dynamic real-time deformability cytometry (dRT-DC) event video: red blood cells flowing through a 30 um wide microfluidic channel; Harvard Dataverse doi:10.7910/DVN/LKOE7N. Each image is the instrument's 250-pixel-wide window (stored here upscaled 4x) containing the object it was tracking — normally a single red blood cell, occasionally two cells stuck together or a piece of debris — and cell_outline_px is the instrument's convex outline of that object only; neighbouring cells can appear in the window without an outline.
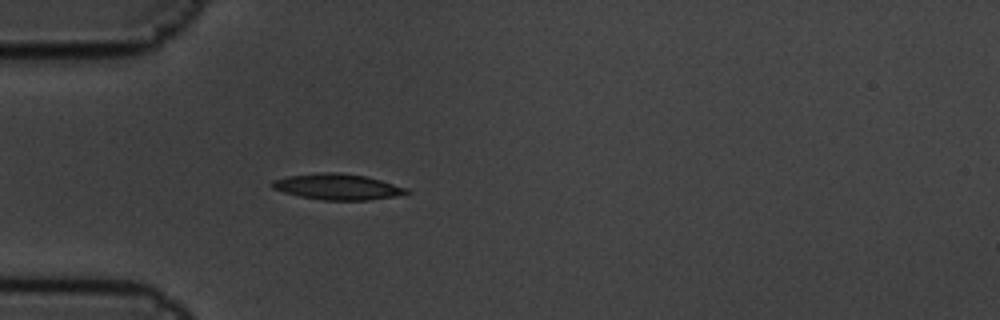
{"species": "common noctule bat (a hibernating species)", "species_latin": "Nyctalus noctula", "temperature_condition": "cold", "stored_images_in_passage": 7, "camera_frame_rate_fps": 3000, "um_per_image_px": 0.085, "animal": {"sex": "male", "body_mass_g": 19.5, "forearm_length_mm": 54.6}, "frame": {"image": 1, "passage_image": 7, "time_ms": 2.0, "image_size_px": [1000, 320], "cell_outline_px": [[412, 192], [396, 196], [368, 200], [324, 200], [300, 196], [284, 192], [272, 188], [268, 184], [272, 180], [288, 176], [320, 172], [340, 172], [364, 176], [380, 180], [408, 188]], "centroid_in_image_um": [28.67, 15.87], "position_along_channel_um": 56.3, "area_um2": 20.29}}